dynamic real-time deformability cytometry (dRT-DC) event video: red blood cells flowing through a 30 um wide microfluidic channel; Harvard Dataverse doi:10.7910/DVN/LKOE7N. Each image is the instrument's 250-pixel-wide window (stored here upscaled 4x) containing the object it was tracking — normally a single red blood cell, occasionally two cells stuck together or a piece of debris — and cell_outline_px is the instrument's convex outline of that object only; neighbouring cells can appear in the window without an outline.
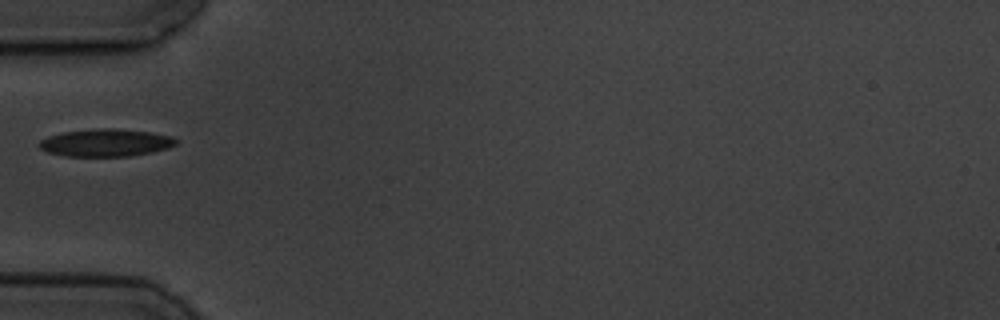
{"species": "common noctule bat (a hibernating species)", "species_latin": "Nyctalus noctula", "temperature_condition": "cold", "stored_images_in_passage": 1, "camera_frame_rate_fps": 3000, "um_per_image_px": 0.085, "animal": {"sex": "male", "body_mass_g": 19.5, "forearm_length_mm": 54.6}, "frame": {"image": 1, "passage_image": 1, "time_ms": 0.0, "image_size_px": [1000, 320], "cell_outline_px": [[176, 144], [168, 148], [152, 152], [132, 156], [64, 156], [48, 152], [40, 148], [36, 144], [40, 140], [48, 136], [64, 132], [96, 128], [116, 128], [148, 132], [172, 136], [176, 140]], "centroid_in_image_um": [8.96, 12.13], "position_along_channel_um": 76.0, "area_um2": 21.96}}